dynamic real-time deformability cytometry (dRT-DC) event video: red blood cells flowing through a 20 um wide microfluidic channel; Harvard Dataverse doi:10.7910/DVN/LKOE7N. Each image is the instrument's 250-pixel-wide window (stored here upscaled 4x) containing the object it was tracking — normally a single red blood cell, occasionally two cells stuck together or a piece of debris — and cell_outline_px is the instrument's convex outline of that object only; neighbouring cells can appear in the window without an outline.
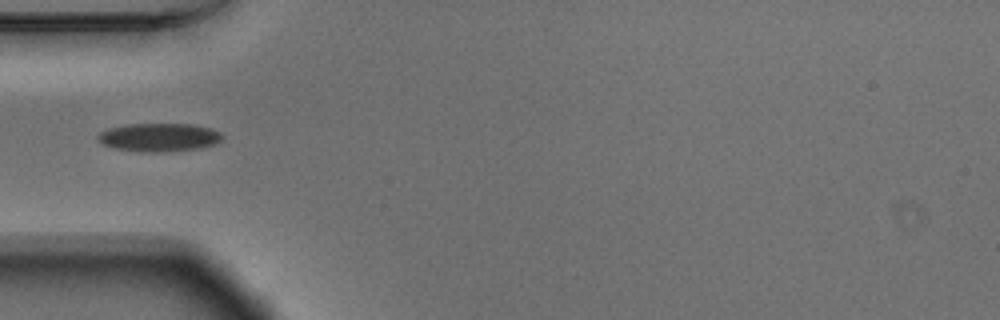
{"species": "Egyptian fruit bat (a non-hibernating species)", "species_latin": "Rousettus aegyptiacus", "temperature_condition": "warm", "stored_images_in_passage": 38, "camera_frame_rate_fps": 3000, "um_per_image_px": 0.085, "animal": {"sex": "male"}, "frame": {"image": 1, "passage_image": 1, "time_ms": 0.0, "image_size_px": [1000, 320], "cell_outline_px": [[224, 136], [216, 144], [200, 148], [164, 152], [140, 152], [112, 148], [100, 144], [96, 140], [96, 136], [100, 132], [108, 128], [128, 124], [192, 124], [212, 128], [220, 132]], "centroid_in_image_um": [13.48, 11.68], "position_along_channel_um": 71.5, "area_um2": 20.92}}
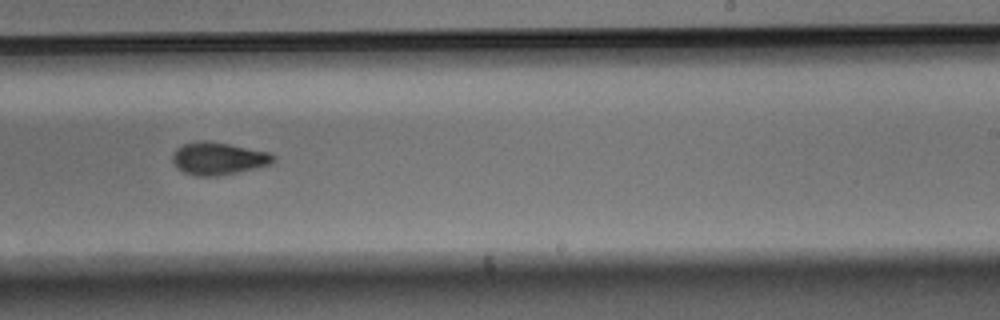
{"frame": {"image": 2, "passage_image": 17, "time_ms": 5.333, "image_size_px": [1000, 320], "cell_outline_px": [[276, 160], [272, 164], [256, 168], [216, 176], [196, 176], [184, 172], [172, 160], [172, 156], [176, 148], [184, 144], [196, 140], [204, 140], [228, 144], [268, 152], [276, 156]], "centroid_in_image_um": [18.58, 13.46], "position_along_channel_um": 270.4, "area_um2": 18.96}}
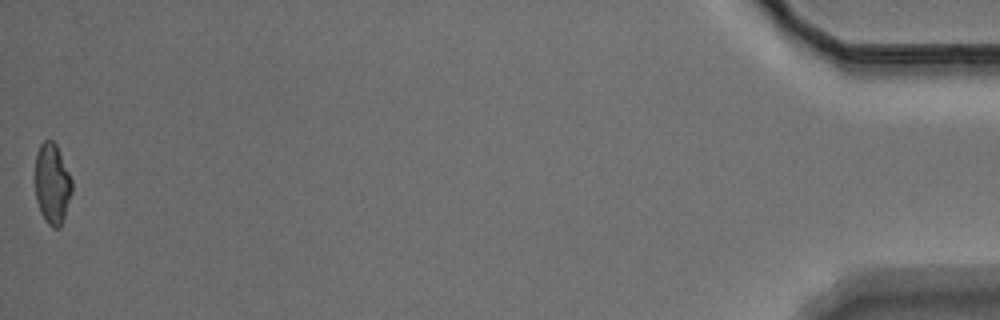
{"frame": {"image": 3, "passage_image": 38, "time_ms": 12.333, "image_size_px": [1000, 320], "cell_outline_px": [[72, 192], [64, 220], [60, 228], [52, 228], [48, 224], [40, 212], [36, 200], [36, 152], [40, 144], [44, 140], [52, 140], [56, 144], [72, 180]], "centroid_in_image_um": [4.44, 15.65], "position_along_channel_um": 430.8, "area_um2": 17.34}}